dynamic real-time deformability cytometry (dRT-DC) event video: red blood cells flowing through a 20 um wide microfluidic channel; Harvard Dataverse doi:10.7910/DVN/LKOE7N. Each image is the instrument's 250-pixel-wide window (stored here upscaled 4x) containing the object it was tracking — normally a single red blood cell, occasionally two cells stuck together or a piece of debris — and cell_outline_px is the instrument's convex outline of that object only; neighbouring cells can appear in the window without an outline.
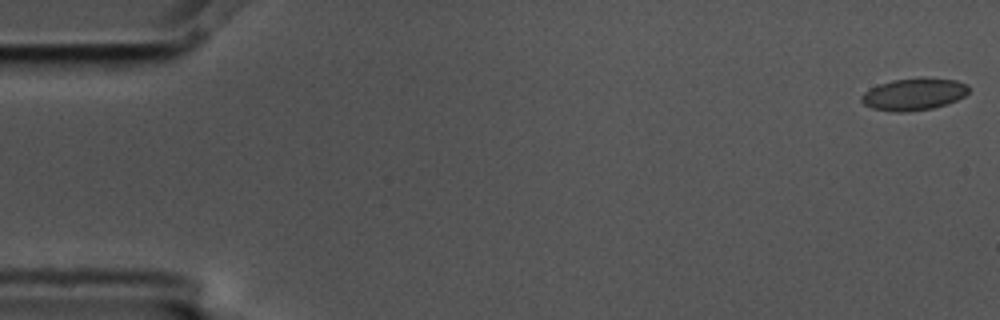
{"species": "common noctule bat (a hibernating species)", "species_latin": "Nyctalus noctula", "temperature_condition": "cold", "stored_images_in_passage": 8, "camera_frame_rate_fps": 3000, "um_per_image_px": 0.085, "animal": {"sex": "male", "body_mass_g": 17.5, "forearm_length_mm": 52.3}, "frame": {"image": 1, "passage_image": 1, "time_ms": 0.0, "image_size_px": [1000, 320], "cell_outline_px": [[968, 92], [964, 96], [956, 100], [932, 108], [900, 112], [892, 112], [872, 108], [864, 104], [860, 100], [860, 96], [864, 92], [880, 84], [892, 80], [956, 80], [968, 84]], "centroid_in_image_um": [77.63, 8.04], "position_along_channel_um": 7.4, "area_um2": 19.19}}
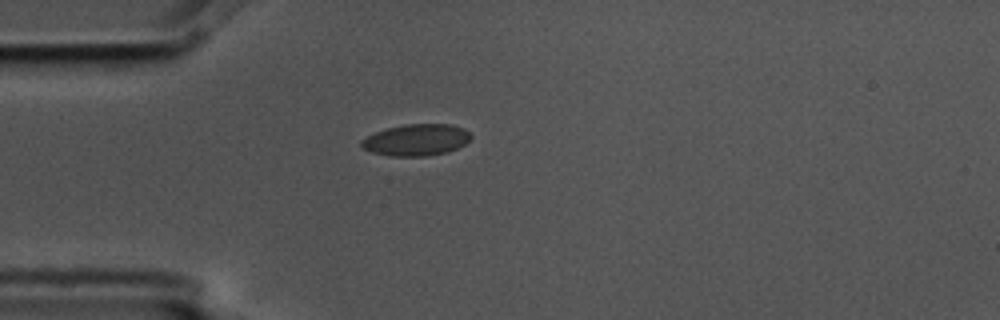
{"frame": {"image": 2, "passage_image": 5, "time_ms": 1.333, "image_size_px": [1000, 320], "cell_outline_px": [[472, 136], [464, 144], [448, 152], [428, 156], [392, 156], [372, 152], [364, 148], [360, 144], [360, 140], [376, 132], [388, 128], [404, 124], [452, 124], [464, 128]], "centroid_in_image_um": [35.4, 11.89], "position_along_channel_um": 49.6, "area_um2": 20.06}}